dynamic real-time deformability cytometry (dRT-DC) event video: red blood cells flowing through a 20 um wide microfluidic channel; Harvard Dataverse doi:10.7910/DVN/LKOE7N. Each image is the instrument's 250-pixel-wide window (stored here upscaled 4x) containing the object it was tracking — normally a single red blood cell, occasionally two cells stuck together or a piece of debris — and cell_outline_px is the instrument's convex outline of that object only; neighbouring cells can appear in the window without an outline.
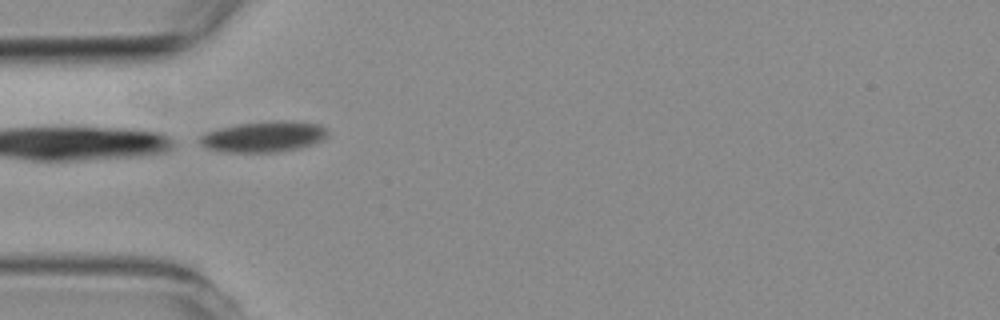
{"species": "common noctule bat (a hibernating species)", "species_latin": "Nyctalus noctula", "temperature_condition": "room temperature", "stored_images_in_passage": 2, "camera_frame_rate_fps": 3000, "um_per_image_px": 0.085, "animal": {"sex": "female", "body_mass_g": 19.3, "forearm_length_mm": 54.1}, "frame": {"image": 1, "passage_image": 1, "time_ms": 0.0, "image_size_px": [1000, 320], "cell_outline_px": [[328, 136], [312, 144], [280, 152], [224, 152], [208, 148], [200, 144], [200, 136], [208, 132], [220, 128], [240, 124], [272, 120], [284, 120], [320, 124], [328, 132]], "centroid_in_image_um": [22.43, 11.61], "position_along_channel_um": 62.6, "area_um2": 22.72}}